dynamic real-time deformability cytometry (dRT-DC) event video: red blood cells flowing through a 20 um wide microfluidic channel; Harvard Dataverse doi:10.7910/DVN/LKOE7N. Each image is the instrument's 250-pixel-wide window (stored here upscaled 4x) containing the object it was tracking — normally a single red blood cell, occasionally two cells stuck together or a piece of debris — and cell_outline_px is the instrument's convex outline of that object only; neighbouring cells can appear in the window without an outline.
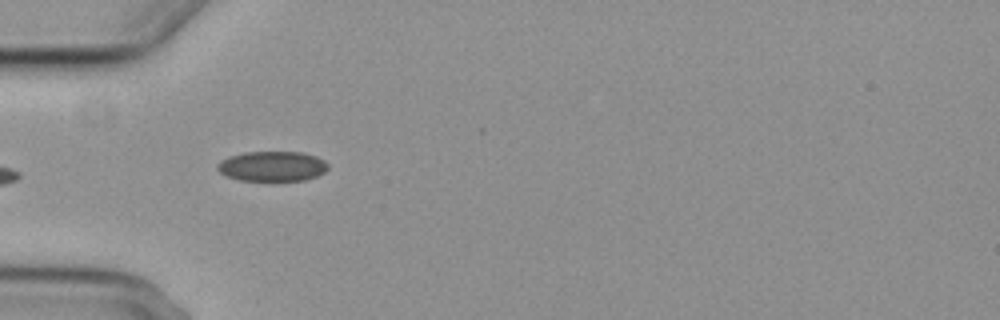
{"species": "common noctule bat (a hibernating species)", "species_latin": "Nyctalus noctula", "temperature_condition": "cold", "stored_images_in_passage": 4, "camera_frame_rate_fps": 3000, "um_per_image_px": 0.085, "animal": {"sex": "female", "body_mass_g": 29.2, "forearm_length_mm": 56.3}, "frame": {"image": 1, "passage_image": 4, "time_ms": 3.667, "image_size_px": [1000, 320], "cell_outline_px": [[328, 168], [324, 172], [316, 176], [304, 180], [272, 184], [268, 184], [240, 180], [228, 176], [220, 172], [216, 168], [216, 164], [228, 156], [244, 152], [300, 152], [316, 156], [324, 160], [328, 164]], "centroid_in_image_um": [23.13, 14.18], "position_along_channel_um": 61.9, "area_um2": 20.23}}